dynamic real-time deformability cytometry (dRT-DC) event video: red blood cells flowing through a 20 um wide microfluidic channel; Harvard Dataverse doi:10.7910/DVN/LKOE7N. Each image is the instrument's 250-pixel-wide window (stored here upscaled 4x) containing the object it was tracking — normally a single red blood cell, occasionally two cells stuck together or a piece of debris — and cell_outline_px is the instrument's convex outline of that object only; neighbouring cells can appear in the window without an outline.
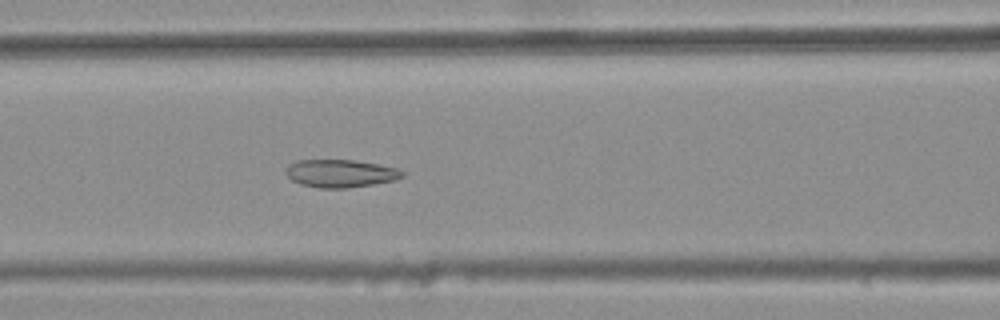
{"species": "common noctule bat (a hibernating species)", "species_latin": "Nyctalus noctula", "temperature_condition": "warm", "stored_images_in_passage": 30, "camera_frame_rate_fps": 3000, "um_per_image_px": 0.085, "animal": {"sex": "female", "body_mass_g": 25.1}, "frame": {"image": 1, "passage_image": 7, "time_ms": 2.0, "image_size_px": [1000, 320], "cell_outline_px": [[404, 176], [396, 180], [348, 188], [320, 188], [300, 184], [292, 180], [284, 172], [284, 168], [288, 164], [296, 160], [352, 160], [376, 164], [396, 168], [404, 172]], "centroid_in_image_um": [28.89, 14.74], "position_along_channel_um": 137.7, "area_um2": 18.9}}
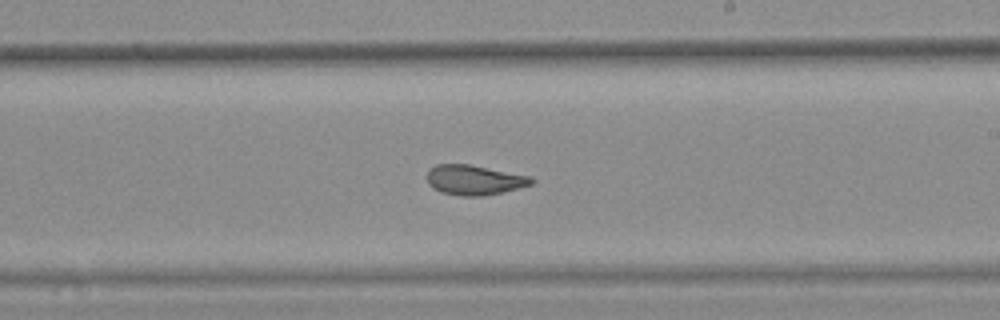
{"frame": {"image": 2, "passage_image": 16, "time_ms": 5.0, "image_size_px": [1000, 320], "cell_outline_px": [[536, 180], [532, 184], [484, 196], [464, 196], [440, 192], [432, 188], [428, 184], [428, 172], [436, 164], [468, 164], [532, 176]], "centroid_in_image_um": [40.32, 15.29], "position_along_channel_um": 248.7, "area_um2": 18.09}}
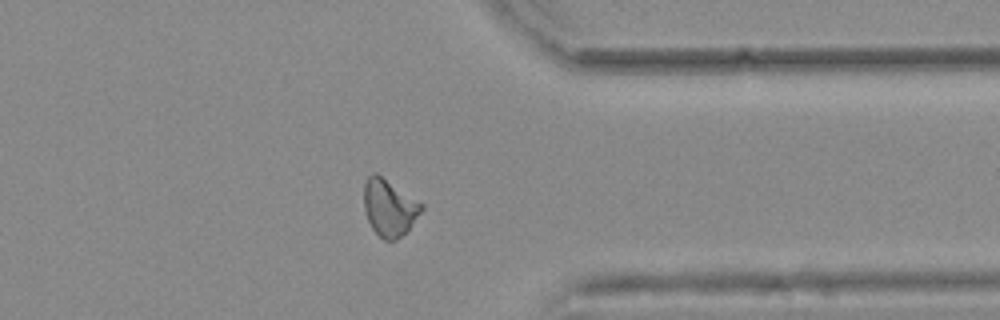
{"frame": {"image": 3, "passage_image": 27, "time_ms": 8.667, "image_size_px": [1000, 320], "cell_outline_px": [[424, 208], [408, 228], [396, 240], [384, 240], [372, 228], [368, 220], [364, 208], [364, 184], [368, 176], [372, 172], [376, 172], [424, 204]], "centroid_in_image_um": [33.07, 17.61], "position_along_channel_um": 378.3, "area_um2": 18.84}, "authors_computed_cell_mechanics": {"area_um2": 18.5827, "velocity_mm_per_s": 3.7134, "shape_relaxation_time_tau1_ms": null, "shape_relaxation_time_tau2_ms": 1.7836, "deformation_change_tau1": null, "deformation_change_tau2": 0.0923}}